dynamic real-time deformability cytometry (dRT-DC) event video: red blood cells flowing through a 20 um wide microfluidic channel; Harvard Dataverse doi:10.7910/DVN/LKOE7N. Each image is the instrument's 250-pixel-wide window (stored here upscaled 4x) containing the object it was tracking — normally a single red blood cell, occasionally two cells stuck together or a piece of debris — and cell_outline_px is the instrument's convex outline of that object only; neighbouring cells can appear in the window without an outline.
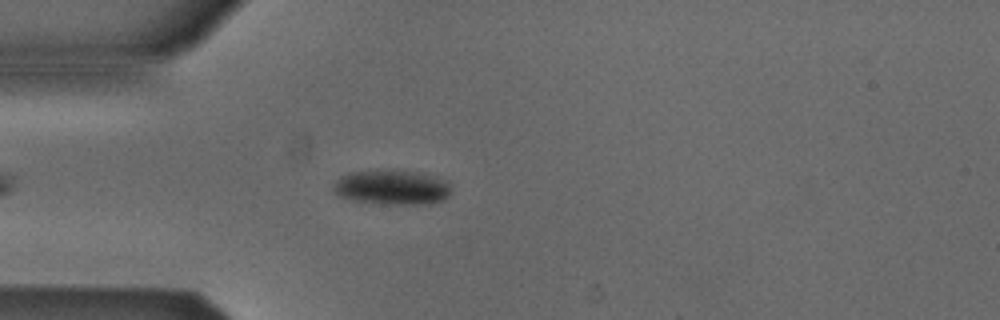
{"species": "Egyptian fruit bat (a non-hibernating species)", "species_latin": "Rousettus aegyptiacus", "temperature_condition": "cold", "stored_images_in_passage": 45, "camera_frame_rate_fps": 3000, "um_per_image_px": 0.085, "animal": {"sex": "male"}, "frame": {"image": 1, "passage_image": 7, "time_ms": 2.0, "image_size_px": [1000, 320], "cell_outline_px": [[452, 188], [448, 196], [444, 200], [424, 204], [384, 204], [352, 200], [340, 196], [332, 188], [336, 180], [348, 172], [424, 172], [436, 176], [452, 184]], "centroid_in_image_um": [33.38, 15.95], "position_along_channel_um": 51.6, "area_um2": 23.47}}
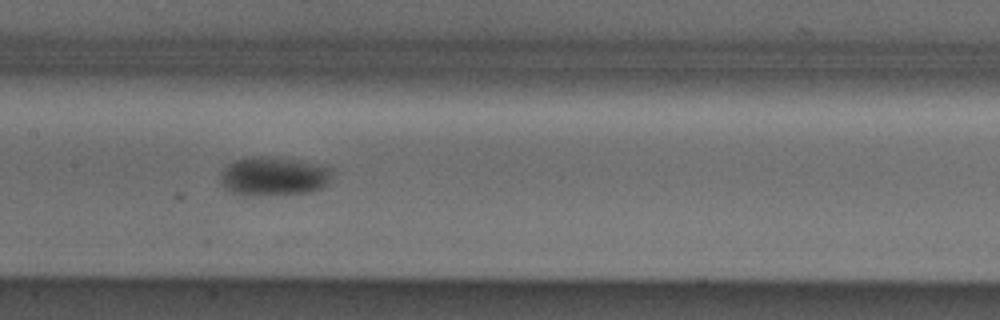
{"frame": {"image": 2, "passage_image": 18, "time_ms": 5.667, "image_size_px": [1000, 320], "cell_outline_px": [[332, 168], [328, 184], [324, 188], [312, 192], [244, 196], [232, 192], [220, 180], [224, 168], [228, 164], [236, 160], [252, 156], [268, 156], [296, 160], [320, 164]], "centroid_in_image_um": [23.3, 14.98], "position_along_channel_um": 184.1, "area_um2": 25.26}}
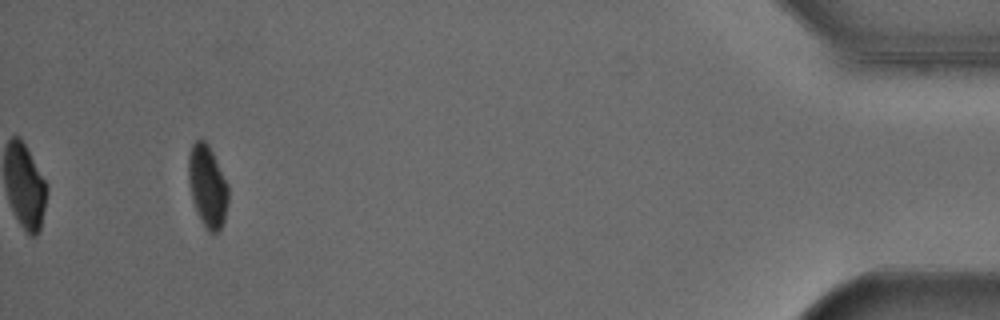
{"frame": {"image": 3, "passage_image": 42, "time_ms": 13.667, "image_size_px": [1000, 320], "cell_outline_px": [[228, 200], [224, 220], [220, 228], [216, 232], [208, 232], [204, 228], [196, 212], [188, 180], [188, 156], [192, 144], [196, 140], [204, 140], [208, 144], [228, 184]], "centroid_in_image_um": [17.62, 15.84], "position_along_channel_um": 417.6, "area_um2": 18.96}, "authors_computed_cell_mechanics": {"area_um2": 23.0622, "velocity_mm_per_s": 3.8644, "shape_relaxation_time_tau1_ms": 4.325, "shape_relaxation_time_tau2_ms": null, "deformation_change_tau1": 0.0991, "deformation_change_tau2": null}}